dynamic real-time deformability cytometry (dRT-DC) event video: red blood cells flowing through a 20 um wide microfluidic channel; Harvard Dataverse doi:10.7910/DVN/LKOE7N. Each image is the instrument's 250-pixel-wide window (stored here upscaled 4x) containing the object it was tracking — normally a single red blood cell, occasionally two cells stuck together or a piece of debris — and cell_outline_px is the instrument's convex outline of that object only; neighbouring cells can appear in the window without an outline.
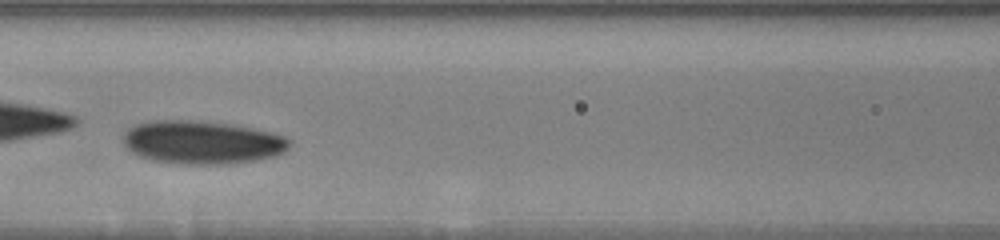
{"species": "human", "species_latin": "Homo sapiens", "temperature_condition": "warm", "stored_images_in_passage": 34, "camera_frame_rate_fps": 3000, "um_per_image_px": 0.085, "donor": {"sex": "male"}, "frame": {"image": 1, "passage_image": 10, "time_ms": 3.0, "image_size_px": [1000, 240], "cell_outline_px": [[292, 144], [284, 152], [276, 156], [256, 160], [224, 164], [188, 164], [152, 160], [140, 156], [132, 152], [124, 144], [124, 136], [128, 128], [136, 124], [156, 120], [200, 120], [232, 124], [252, 128], [284, 136], [292, 140]], "centroid_in_image_um": [17.21, 12.09], "position_along_channel_um": 149.4, "area_um2": 41.91}}
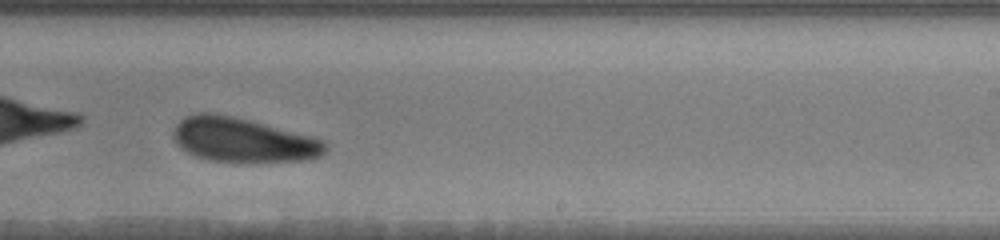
{"frame": {"image": 2, "passage_image": 20, "time_ms": 6.333, "image_size_px": [1000, 240], "cell_outline_px": [[328, 148], [320, 156], [308, 160], [256, 164], [236, 164], [208, 160], [196, 156], [180, 148], [176, 144], [172, 136], [172, 132], [176, 124], [184, 116], [196, 112], [212, 112], [232, 116], [312, 136], [324, 140], [328, 144]], "centroid_in_image_um": [20.64, 11.94], "position_along_channel_um": 268.4, "area_um2": 40.52}, "authors_computed_cell_mechanics": {"area_um2": 40.3155, "velocity_mm_per_s": 3.5714, "shape_relaxation_time_tau1_ms": 0.3866, "shape_relaxation_time_tau2_ms": null, "deformation_change_tau1": 0.2119, "deformation_change_tau2": null}}